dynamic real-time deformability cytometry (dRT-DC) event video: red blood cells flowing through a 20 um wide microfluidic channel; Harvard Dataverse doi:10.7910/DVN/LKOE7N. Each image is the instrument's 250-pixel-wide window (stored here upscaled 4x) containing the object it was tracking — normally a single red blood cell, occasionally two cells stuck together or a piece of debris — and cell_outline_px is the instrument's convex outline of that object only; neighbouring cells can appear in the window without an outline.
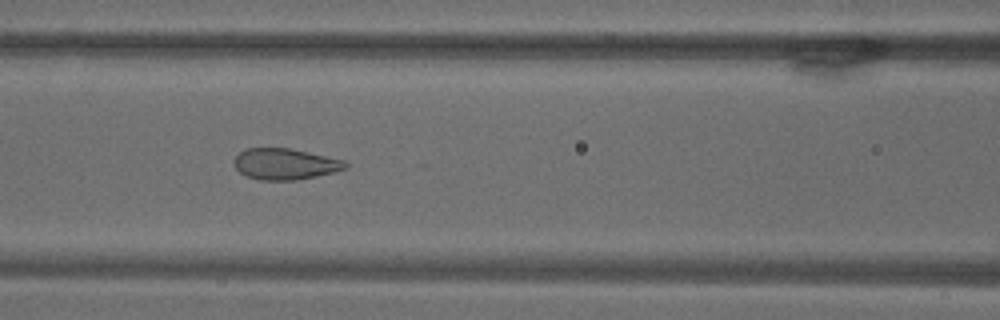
{"species": "common noctule bat (a hibernating species)", "species_latin": "Nyctalus noctula", "temperature_condition": "warm", "stored_images_in_passage": 71, "camera_frame_rate_fps": 3000, "um_per_image_px": 0.085, "animal": {"sex": "male", "body_mass_g": 18.8}, "frame": {"image": 1, "passage_image": 31, "time_ms": 10.0, "image_size_px": [1000, 320], "cell_outline_px": [[348, 168], [316, 176], [296, 180], [260, 180], [248, 176], [240, 172], [232, 164], [232, 160], [240, 152], [248, 148], [288, 148], [344, 160], [348, 164]], "centroid_in_image_um": [24.2, 13.94], "position_along_channel_um": 142.4, "area_um2": 20.06}}
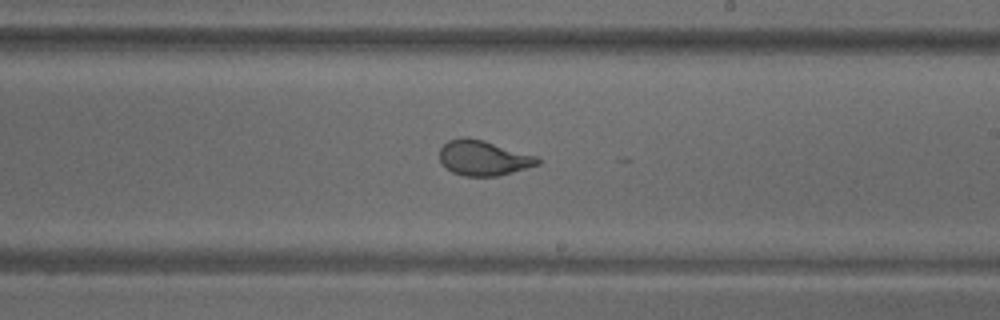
{"frame": {"image": 2, "passage_image": 42, "time_ms": 13.667, "image_size_px": [1000, 320], "cell_outline_px": [[540, 164], [512, 172], [496, 176], [464, 176], [452, 172], [440, 160], [440, 148], [448, 140], [460, 136], [464, 136], [484, 140], [536, 156], [540, 160]], "centroid_in_image_um": [41.07, 13.41], "position_along_channel_um": 247.9, "area_um2": 19.94}}
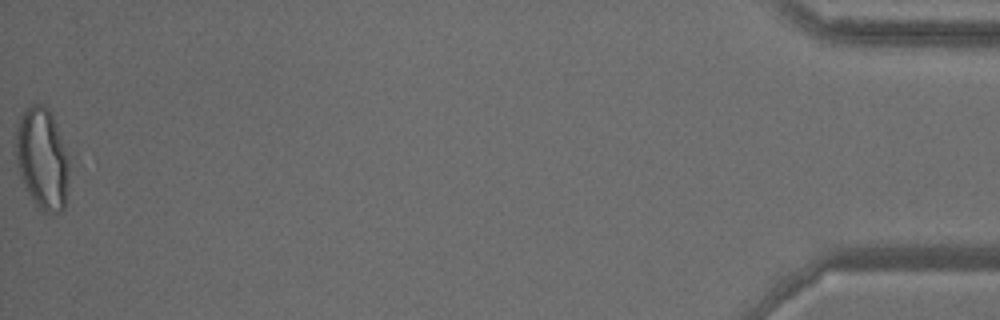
{"frame": {"image": 3, "passage_image": 71, "time_ms": 23.333, "image_size_px": [1000, 320], "cell_outline_px": [[68, 184], [64, 208], [60, 212], [40, 212], [36, 208], [20, 176], [16, 164], [16, 136], [20, 116], [24, 108], [32, 104], [44, 104], [48, 108], [56, 124], [68, 156]], "centroid_in_image_um": [3.58, 13.5], "position_along_channel_um": 431.6, "area_um2": 31.62}}